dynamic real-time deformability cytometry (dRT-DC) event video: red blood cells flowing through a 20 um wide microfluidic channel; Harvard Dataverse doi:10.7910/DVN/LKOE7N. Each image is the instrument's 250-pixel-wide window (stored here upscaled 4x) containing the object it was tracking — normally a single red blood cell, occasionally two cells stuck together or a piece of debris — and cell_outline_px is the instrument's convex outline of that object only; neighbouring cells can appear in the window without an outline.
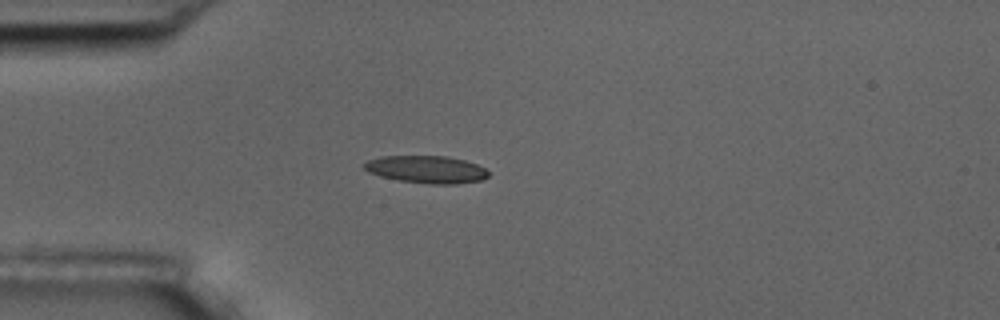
{"species": "common noctule bat (a hibernating species)", "species_latin": "Nyctalus noctula", "temperature_condition": "room temperature", "stored_images_in_passage": 8, "camera_frame_rate_fps": 3000, "um_per_image_px": 0.085, "animal": {"sex": "male", "body_mass_g": 17.5, "forearm_length_mm": 52.3}, "frame": {"image": 1, "passage_image": 3, "time_ms": 3.333, "image_size_px": [1000, 320], "cell_outline_px": [[488, 176], [480, 180], [456, 184], [428, 184], [400, 180], [380, 176], [368, 172], [360, 164], [368, 160], [380, 156], [444, 156], [464, 160], [476, 164], [484, 168], [488, 172]], "centroid_in_image_um": [36.2, 14.4], "position_along_channel_um": 48.8, "area_um2": 19.83}}
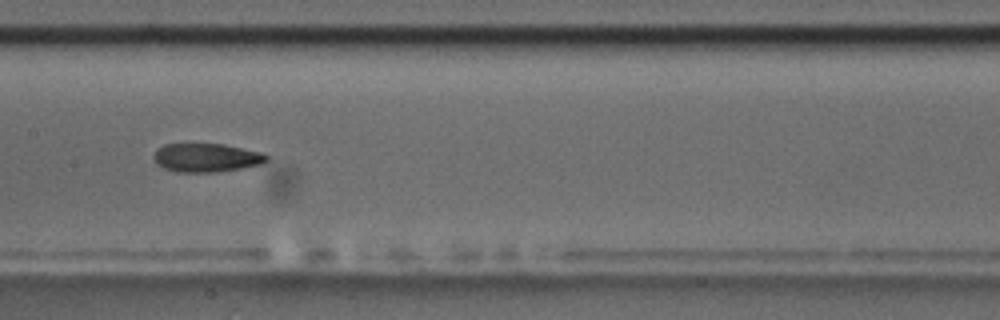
{"frame": {"image": 2, "passage_image": 7, "time_ms": 7.667, "image_size_px": [1000, 320], "cell_outline_px": [[268, 160], [260, 164], [240, 168], [216, 172], [176, 172], [164, 168], [156, 164], [152, 156], [156, 148], [164, 144], [224, 144], [260, 152], [268, 156]], "centroid_in_image_um": [17.48, 13.4], "position_along_channel_um": 189.9, "area_um2": 18.84}}
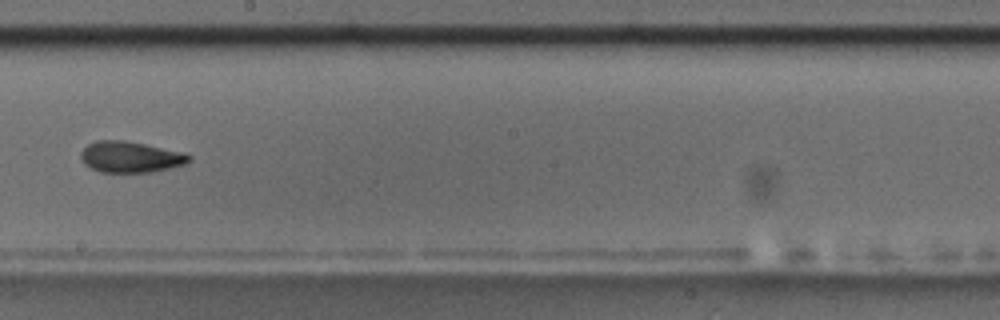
{"frame": {"image": 3, "passage_image": 8, "time_ms": 9.0, "image_size_px": [1000, 320], "cell_outline_px": [[192, 160], [188, 164], [152, 172], [100, 172], [84, 164], [80, 156], [80, 152], [88, 144], [96, 140], [124, 140], [184, 152], [192, 156]], "centroid_in_image_um": [11.12, 13.34], "position_along_channel_um": 237.1, "area_um2": 19.77}}